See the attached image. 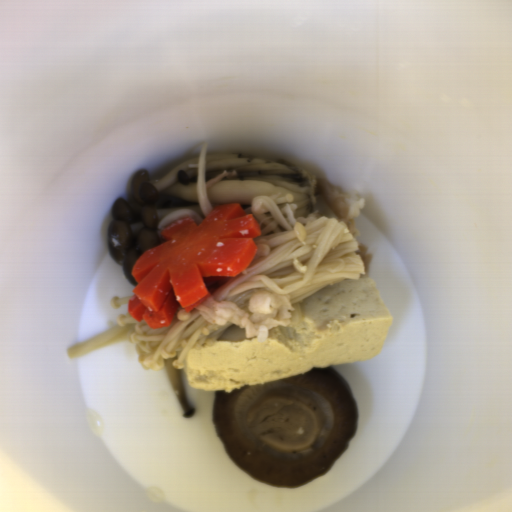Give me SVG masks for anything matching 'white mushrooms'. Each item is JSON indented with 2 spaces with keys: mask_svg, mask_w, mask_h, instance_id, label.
Segmentation results:
<instances>
[{
  "mask_svg": "<svg viewBox=\"0 0 512 512\" xmlns=\"http://www.w3.org/2000/svg\"><path fill=\"white\" fill-rule=\"evenodd\" d=\"M174 359H166L164 361L163 367L167 374L170 385L173 389V392L176 396V399L179 403V406L182 410L183 419L192 418L196 412V408H193L189 405L187 398L184 393L180 372L179 369L174 368L173 366Z\"/></svg>",
  "mask_w": 512,
  "mask_h": 512,
  "instance_id": "obj_3",
  "label": "white mushrooms"
},
{
  "mask_svg": "<svg viewBox=\"0 0 512 512\" xmlns=\"http://www.w3.org/2000/svg\"><path fill=\"white\" fill-rule=\"evenodd\" d=\"M207 198L212 210L220 204L251 206L256 196L293 195L295 216L320 214L315 196L316 179L286 159L251 157L241 153L206 155Z\"/></svg>",
  "mask_w": 512,
  "mask_h": 512,
  "instance_id": "obj_2",
  "label": "white mushrooms"
},
{
  "mask_svg": "<svg viewBox=\"0 0 512 512\" xmlns=\"http://www.w3.org/2000/svg\"><path fill=\"white\" fill-rule=\"evenodd\" d=\"M200 156L186 160L165 177L151 178L146 169L137 171L132 185L133 199L119 198L113 205L107 246L111 257L118 263L135 288L138 282L132 275L138 258L151 248L164 244L158 225L176 210H192L203 220L198 194V168Z\"/></svg>",
  "mask_w": 512,
  "mask_h": 512,
  "instance_id": "obj_1",
  "label": "white mushrooms"
}]
</instances>
